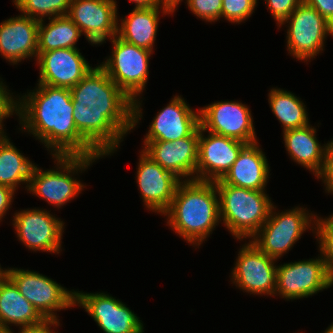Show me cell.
<instances>
[{
	"label": "cell",
	"mask_w": 333,
	"mask_h": 333,
	"mask_svg": "<svg viewBox=\"0 0 333 333\" xmlns=\"http://www.w3.org/2000/svg\"><path fill=\"white\" fill-rule=\"evenodd\" d=\"M79 134L104 158L133 130V101L98 65L70 88Z\"/></svg>",
	"instance_id": "6da1fadb"
},
{
	"label": "cell",
	"mask_w": 333,
	"mask_h": 333,
	"mask_svg": "<svg viewBox=\"0 0 333 333\" xmlns=\"http://www.w3.org/2000/svg\"><path fill=\"white\" fill-rule=\"evenodd\" d=\"M24 94L14 97L20 131L33 135L52 156H101L77 131L69 88L37 84Z\"/></svg>",
	"instance_id": "7a4b0ae2"
},
{
	"label": "cell",
	"mask_w": 333,
	"mask_h": 333,
	"mask_svg": "<svg viewBox=\"0 0 333 333\" xmlns=\"http://www.w3.org/2000/svg\"><path fill=\"white\" fill-rule=\"evenodd\" d=\"M162 215L175 234L199 248L221 223L215 182L181 181Z\"/></svg>",
	"instance_id": "3957f363"
},
{
	"label": "cell",
	"mask_w": 333,
	"mask_h": 333,
	"mask_svg": "<svg viewBox=\"0 0 333 333\" xmlns=\"http://www.w3.org/2000/svg\"><path fill=\"white\" fill-rule=\"evenodd\" d=\"M220 221L237 239L251 240L267 221L274 205L266 191L251 190L229 184H215Z\"/></svg>",
	"instance_id": "277c9868"
},
{
	"label": "cell",
	"mask_w": 333,
	"mask_h": 333,
	"mask_svg": "<svg viewBox=\"0 0 333 333\" xmlns=\"http://www.w3.org/2000/svg\"><path fill=\"white\" fill-rule=\"evenodd\" d=\"M110 42L111 56L105 58L106 60L99 66L133 101V129H135L143 119L141 95L148 83L149 59L154 52L127 43L117 35L112 37Z\"/></svg>",
	"instance_id": "5b68a950"
},
{
	"label": "cell",
	"mask_w": 333,
	"mask_h": 333,
	"mask_svg": "<svg viewBox=\"0 0 333 333\" xmlns=\"http://www.w3.org/2000/svg\"><path fill=\"white\" fill-rule=\"evenodd\" d=\"M55 167L43 170L34 165L27 192L47 201L54 208H61L77 197L86 187L75 176L86 171L102 156H52ZM57 162V163H56ZM73 174V175H72Z\"/></svg>",
	"instance_id": "8992f818"
},
{
	"label": "cell",
	"mask_w": 333,
	"mask_h": 333,
	"mask_svg": "<svg viewBox=\"0 0 333 333\" xmlns=\"http://www.w3.org/2000/svg\"><path fill=\"white\" fill-rule=\"evenodd\" d=\"M306 209L295 206L276 212V206L273 205L267 221L250 241L268 257L280 259L293 248L306 230L314 232L317 214Z\"/></svg>",
	"instance_id": "52a82bcc"
},
{
	"label": "cell",
	"mask_w": 333,
	"mask_h": 333,
	"mask_svg": "<svg viewBox=\"0 0 333 333\" xmlns=\"http://www.w3.org/2000/svg\"><path fill=\"white\" fill-rule=\"evenodd\" d=\"M285 24L288 54L306 63L322 53L327 36L333 37V26L303 1L280 26Z\"/></svg>",
	"instance_id": "ba28073f"
},
{
	"label": "cell",
	"mask_w": 333,
	"mask_h": 333,
	"mask_svg": "<svg viewBox=\"0 0 333 333\" xmlns=\"http://www.w3.org/2000/svg\"><path fill=\"white\" fill-rule=\"evenodd\" d=\"M6 276L45 320L59 321L57 311L75 307V290L69 291L37 271L7 268Z\"/></svg>",
	"instance_id": "9c48e42d"
},
{
	"label": "cell",
	"mask_w": 333,
	"mask_h": 333,
	"mask_svg": "<svg viewBox=\"0 0 333 333\" xmlns=\"http://www.w3.org/2000/svg\"><path fill=\"white\" fill-rule=\"evenodd\" d=\"M333 280L323 258L277 265L274 296L289 300L308 298L332 287Z\"/></svg>",
	"instance_id": "30bf717a"
},
{
	"label": "cell",
	"mask_w": 333,
	"mask_h": 333,
	"mask_svg": "<svg viewBox=\"0 0 333 333\" xmlns=\"http://www.w3.org/2000/svg\"><path fill=\"white\" fill-rule=\"evenodd\" d=\"M43 208L15 211L12 225L18 240L30 251L59 254L64 222Z\"/></svg>",
	"instance_id": "8fae6325"
},
{
	"label": "cell",
	"mask_w": 333,
	"mask_h": 333,
	"mask_svg": "<svg viewBox=\"0 0 333 333\" xmlns=\"http://www.w3.org/2000/svg\"><path fill=\"white\" fill-rule=\"evenodd\" d=\"M248 241L239 249L231 271V282L250 295L274 297L277 260L268 257L255 244Z\"/></svg>",
	"instance_id": "7c38bea8"
},
{
	"label": "cell",
	"mask_w": 333,
	"mask_h": 333,
	"mask_svg": "<svg viewBox=\"0 0 333 333\" xmlns=\"http://www.w3.org/2000/svg\"><path fill=\"white\" fill-rule=\"evenodd\" d=\"M200 127L205 131L253 144L258 142L250 107L239 101H216L199 108Z\"/></svg>",
	"instance_id": "4fadbf2b"
},
{
	"label": "cell",
	"mask_w": 333,
	"mask_h": 333,
	"mask_svg": "<svg viewBox=\"0 0 333 333\" xmlns=\"http://www.w3.org/2000/svg\"><path fill=\"white\" fill-rule=\"evenodd\" d=\"M74 306L84 308L104 333L144 332V325L137 314L108 293L75 291Z\"/></svg>",
	"instance_id": "5bb4252c"
},
{
	"label": "cell",
	"mask_w": 333,
	"mask_h": 333,
	"mask_svg": "<svg viewBox=\"0 0 333 333\" xmlns=\"http://www.w3.org/2000/svg\"><path fill=\"white\" fill-rule=\"evenodd\" d=\"M117 6L116 0H71L67 16L91 45L98 46L117 35Z\"/></svg>",
	"instance_id": "9a60e30c"
},
{
	"label": "cell",
	"mask_w": 333,
	"mask_h": 333,
	"mask_svg": "<svg viewBox=\"0 0 333 333\" xmlns=\"http://www.w3.org/2000/svg\"><path fill=\"white\" fill-rule=\"evenodd\" d=\"M205 132L208 133L205 137ZM245 142L205 131L199 126L196 180L215 182L230 170Z\"/></svg>",
	"instance_id": "2e32d148"
},
{
	"label": "cell",
	"mask_w": 333,
	"mask_h": 333,
	"mask_svg": "<svg viewBox=\"0 0 333 333\" xmlns=\"http://www.w3.org/2000/svg\"><path fill=\"white\" fill-rule=\"evenodd\" d=\"M199 127L176 141L143 142L142 151L181 181L196 180Z\"/></svg>",
	"instance_id": "e0dca14e"
},
{
	"label": "cell",
	"mask_w": 333,
	"mask_h": 333,
	"mask_svg": "<svg viewBox=\"0 0 333 333\" xmlns=\"http://www.w3.org/2000/svg\"><path fill=\"white\" fill-rule=\"evenodd\" d=\"M39 66L37 84L72 88L94 67L80 53L78 48H62L47 52H37Z\"/></svg>",
	"instance_id": "ac0fdd59"
},
{
	"label": "cell",
	"mask_w": 333,
	"mask_h": 333,
	"mask_svg": "<svg viewBox=\"0 0 333 333\" xmlns=\"http://www.w3.org/2000/svg\"><path fill=\"white\" fill-rule=\"evenodd\" d=\"M139 157L136 183L143 205L147 210L162 215L171 205L181 180L154 162L142 150Z\"/></svg>",
	"instance_id": "d6986e66"
},
{
	"label": "cell",
	"mask_w": 333,
	"mask_h": 333,
	"mask_svg": "<svg viewBox=\"0 0 333 333\" xmlns=\"http://www.w3.org/2000/svg\"><path fill=\"white\" fill-rule=\"evenodd\" d=\"M171 99L153 118L143 142L176 141L190 136L200 126L199 109L193 110L181 95Z\"/></svg>",
	"instance_id": "ffe728a7"
},
{
	"label": "cell",
	"mask_w": 333,
	"mask_h": 333,
	"mask_svg": "<svg viewBox=\"0 0 333 333\" xmlns=\"http://www.w3.org/2000/svg\"><path fill=\"white\" fill-rule=\"evenodd\" d=\"M38 27L39 20L21 13L2 21L0 23V56L13 65L32 57L36 61Z\"/></svg>",
	"instance_id": "44dd1931"
},
{
	"label": "cell",
	"mask_w": 333,
	"mask_h": 333,
	"mask_svg": "<svg viewBox=\"0 0 333 333\" xmlns=\"http://www.w3.org/2000/svg\"><path fill=\"white\" fill-rule=\"evenodd\" d=\"M259 143L247 144L239 153L226 175L215 184H229L236 187L266 191L270 166Z\"/></svg>",
	"instance_id": "7402d4cb"
},
{
	"label": "cell",
	"mask_w": 333,
	"mask_h": 333,
	"mask_svg": "<svg viewBox=\"0 0 333 333\" xmlns=\"http://www.w3.org/2000/svg\"><path fill=\"white\" fill-rule=\"evenodd\" d=\"M160 13L173 15L165 6L133 8L127 17L121 20L118 18L121 23H117V36L127 43L154 51Z\"/></svg>",
	"instance_id": "603a6c76"
},
{
	"label": "cell",
	"mask_w": 333,
	"mask_h": 333,
	"mask_svg": "<svg viewBox=\"0 0 333 333\" xmlns=\"http://www.w3.org/2000/svg\"><path fill=\"white\" fill-rule=\"evenodd\" d=\"M316 133V128L308 124L301 128L286 130L282 136L291 160L318 178L325 165L326 143L321 145Z\"/></svg>",
	"instance_id": "cb8c5ba5"
},
{
	"label": "cell",
	"mask_w": 333,
	"mask_h": 333,
	"mask_svg": "<svg viewBox=\"0 0 333 333\" xmlns=\"http://www.w3.org/2000/svg\"><path fill=\"white\" fill-rule=\"evenodd\" d=\"M44 320L6 275L0 278V328L4 333L12 330L10 326H35Z\"/></svg>",
	"instance_id": "d4e9b609"
},
{
	"label": "cell",
	"mask_w": 333,
	"mask_h": 333,
	"mask_svg": "<svg viewBox=\"0 0 333 333\" xmlns=\"http://www.w3.org/2000/svg\"><path fill=\"white\" fill-rule=\"evenodd\" d=\"M6 134L0 135V184L15 191L26 184L27 189L35 163L25 157Z\"/></svg>",
	"instance_id": "484cf974"
},
{
	"label": "cell",
	"mask_w": 333,
	"mask_h": 333,
	"mask_svg": "<svg viewBox=\"0 0 333 333\" xmlns=\"http://www.w3.org/2000/svg\"><path fill=\"white\" fill-rule=\"evenodd\" d=\"M49 23L39 21L37 52H47L62 48H77L83 35L79 27L67 16L49 18Z\"/></svg>",
	"instance_id": "4316f807"
},
{
	"label": "cell",
	"mask_w": 333,
	"mask_h": 333,
	"mask_svg": "<svg viewBox=\"0 0 333 333\" xmlns=\"http://www.w3.org/2000/svg\"><path fill=\"white\" fill-rule=\"evenodd\" d=\"M268 102L272 113L281 123L283 132L310 124L306 105L294 93L272 88L268 93Z\"/></svg>",
	"instance_id": "83f0119b"
},
{
	"label": "cell",
	"mask_w": 333,
	"mask_h": 333,
	"mask_svg": "<svg viewBox=\"0 0 333 333\" xmlns=\"http://www.w3.org/2000/svg\"><path fill=\"white\" fill-rule=\"evenodd\" d=\"M21 14L36 20L67 15L71 0H12Z\"/></svg>",
	"instance_id": "f1b7e54d"
},
{
	"label": "cell",
	"mask_w": 333,
	"mask_h": 333,
	"mask_svg": "<svg viewBox=\"0 0 333 333\" xmlns=\"http://www.w3.org/2000/svg\"><path fill=\"white\" fill-rule=\"evenodd\" d=\"M318 242V250L333 280V225L326 219L316 216L314 232Z\"/></svg>",
	"instance_id": "f546056e"
},
{
	"label": "cell",
	"mask_w": 333,
	"mask_h": 333,
	"mask_svg": "<svg viewBox=\"0 0 333 333\" xmlns=\"http://www.w3.org/2000/svg\"><path fill=\"white\" fill-rule=\"evenodd\" d=\"M258 0H222L221 18L231 22V24H240L255 11Z\"/></svg>",
	"instance_id": "4dcf8cb0"
},
{
	"label": "cell",
	"mask_w": 333,
	"mask_h": 333,
	"mask_svg": "<svg viewBox=\"0 0 333 333\" xmlns=\"http://www.w3.org/2000/svg\"><path fill=\"white\" fill-rule=\"evenodd\" d=\"M188 9L205 22H216L221 18L222 0H186Z\"/></svg>",
	"instance_id": "1f68e13d"
},
{
	"label": "cell",
	"mask_w": 333,
	"mask_h": 333,
	"mask_svg": "<svg viewBox=\"0 0 333 333\" xmlns=\"http://www.w3.org/2000/svg\"><path fill=\"white\" fill-rule=\"evenodd\" d=\"M267 9L275 19L278 27L290 16L303 0H264Z\"/></svg>",
	"instance_id": "d6a6232c"
},
{
	"label": "cell",
	"mask_w": 333,
	"mask_h": 333,
	"mask_svg": "<svg viewBox=\"0 0 333 333\" xmlns=\"http://www.w3.org/2000/svg\"><path fill=\"white\" fill-rule=\"evenodd\" d=\"M3 79L0 77V135L4 134V119H7L14 115V95L7 88L8 86L3 83Z\"/></svg>",
	"instance_id": "836d02e7"
},
{
	"label": "cell",
	"mask_w": 333,
	"mask_h": 333,
	"mask_svg": "<svg viewBox=\"0 0 333 333\" xmlns=\"http://www.w3.org/2000/svg\"><path fill=\"white\" fill-rule=\"evenodd\" d=\"M317 179L322 180L325 192L333 195V139L326 143L325 165Z\"/></svg>",
	"instance_id": "e575fe53"
},
{
	"label": "cell",
	"mask_w": 333,
	"mask_h": 333,
	"mask_svg": "<svg viewBox=\"0 0 333 333\" xmlns=\"http://www.w3.org/2000/svg\"><path fill=\"white\" fill-rule=\"evenodd\" d=\"M314 7L333 26V0H303Z\"/></svg>",
	"instance_id": "d590c367"
},
{
	"label": "cell",
	"mask_w": 333,
	"mask_h": 333,
	"mask_svg": "<svg viewBox=\"0 0 333 333\" xmlns=\"http://www.w3.org/2000/svg\"><path fill=\"white\" fill-rule=\"evenodd\" d=\"M15 190L11 187L0 184V222L6 216L14 201Z\"/></svg>",
	"instance_id": "8d00e7d4"
},
{
	"label": "cell",
	"mask_w": 333,
	"mask_h": 333,
	"mask_svg": "<svg viewBox=\"0 0 333 333\" xmlns=\"http://www.w3.org/2000/svg\"><path fill=\"white\" fill-rule=\"evenodd\" d=\"M58 326H60V321L56 320H44L42 323L35 325V326H29V327H22L19 328L20 331L18 333H58L55 330ZM7 333H14V330H11Z\"/></svg>",
	"instance_id": "74e56055"
},
{
	"label": "cell",
	"mask_w": 333,
	"mask_h": 333,
	"mask_svg": "<svg viewBox=\"0 0 333 333\" xmlns=\"http://www.w3.org/2000/svg\"><path fill=\"white\" fill-rule=\"evenodd\" d=\"M131 3H135V9L137 8H152L162 6L160 0H129Z\"/></svg>",
	"instance_id": "f35d334b"
},
{
	"label": "cell",
	"mask_w": 333,
	"mask_h": 333,
	"mask_svg": "<svg viewBox=\"0 0 333 333\" xmlns=\"http://www.w3.org/2000/svg\"><path fill=\"white\" fill-rule=\"evenodd\" d=\"M183 0H160L162 6H165L169 8L173 13L177 10L178 5L182 2Z\"/></svg>",
	"instance_id": "ab89813d"
},
{
	"label": "cell",
	"mask_w": 333,
	"mask_h": 333,
	"mask_svg": "<svg viewBox=\"0 0 333 333\" xmlns=\"http://www.w3.org/2000/svg\"><path fill=\"white\" fill-rule=\"evenodd\" d=\"M323 333H333V322L326 328Z\"/></svg>",
	"instance_id": "60d3db41"
},
{
	"label": "cell",
	"mask_w": 333,
	"mask_h": 333,
	"mask_svg": "<svg viewBox=\"0 0 333 333\" xmlns=\"http://www.w3.org/2000/svg\"><path fill=\"white\" fill-rule=\"evenodd\" d=\"M5 275H6V268H4V270H3L0 265V278L4 277Z\"/></svg>",
	"instance_id": "b9f144b4"
},
{
	"label": "cell",
	"mask_w": 333,
	"mask_h": 333,
	"mask_svg": "<svg viewBox=\"0 0 333 333\" xmlns=\"http://www.w3.org/2000/svg\"><path fill=\"white\" fill-rule=\"evenodd\" d=\"M333 225V213L329 217H325Z\"/></svg>",
	"instance_id": "7bdbcfd3"
}]
</instances>
